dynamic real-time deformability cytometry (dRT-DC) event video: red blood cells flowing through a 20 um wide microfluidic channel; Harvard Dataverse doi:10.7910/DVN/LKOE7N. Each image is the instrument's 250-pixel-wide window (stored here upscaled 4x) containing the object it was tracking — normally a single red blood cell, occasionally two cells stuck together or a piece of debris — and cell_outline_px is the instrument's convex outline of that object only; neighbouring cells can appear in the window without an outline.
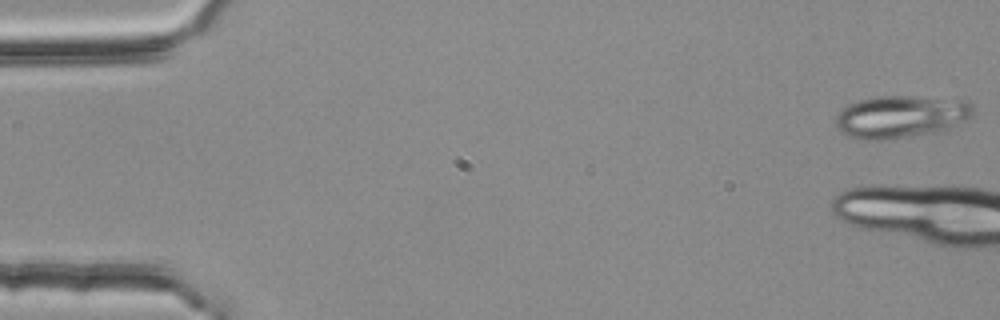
{"species": "common noctule bat (a hibernating species)", "species_latin": "Nyctalus noctula", "temperature_condition": "room temperature", "stored_images_in_passage": 5, "camera_frame_rate_fps": 3000, "um_per_image_px": 0.085, "animal": {"sex": "female", "body_mass_g": 25.1}, "frame": {"image": 1, "passage_image": 1, "time_ms": 0.0, "image_size_px": [1000, 320], "cell_outline_px": [[972, 116], [944, 132], [888, 140], [856, 140], [840, 132], [836, 128], [836, 116], [848, 104], [860, 100], [876, 96], [908, 96], [964, 100], [972, 104]], "centroid_in_image_um": [76.56, 9.95], "position_along_channel_um": 8.4, "area_um2": 34.51}}